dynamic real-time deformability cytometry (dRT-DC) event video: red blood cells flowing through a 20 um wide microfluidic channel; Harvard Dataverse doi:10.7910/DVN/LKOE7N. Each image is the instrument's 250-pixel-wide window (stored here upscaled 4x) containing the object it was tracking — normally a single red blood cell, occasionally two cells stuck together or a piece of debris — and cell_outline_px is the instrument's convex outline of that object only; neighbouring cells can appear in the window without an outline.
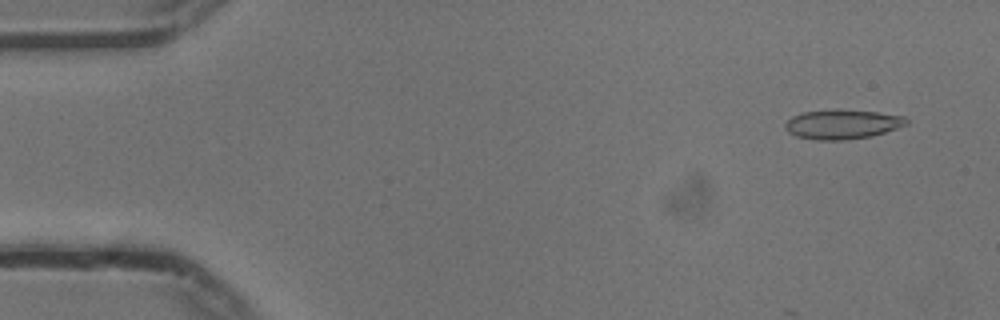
{"species": "common noctule bat (a hibernating species)", "species_latin": "Nyctalus noctula", "temperature_condition": "cold", "stored_images_in_passage": 8, "camera_frame_rate_fps": 3000, "um_per_image_px": 0.085, "animal": {"sex": "male", "body_mass_g": 13.3}, "frame": {"image": 1, "passage_image": 4, "time_ms": 1.0, "image_size_px": [1000, 320], "cell_outline_px": [[908, 124], [872, 136], [844, 140], [816, 140], [796, 136], [788, 132], [784, 128], [784, 124], [792, 116], [804, 112], [880, 112], [904, 116], [908, 120]], "centroid_in_image_um": [71.6, 10.61], "position_along_channel_um": 13.4, "area_um2": 20.0}}